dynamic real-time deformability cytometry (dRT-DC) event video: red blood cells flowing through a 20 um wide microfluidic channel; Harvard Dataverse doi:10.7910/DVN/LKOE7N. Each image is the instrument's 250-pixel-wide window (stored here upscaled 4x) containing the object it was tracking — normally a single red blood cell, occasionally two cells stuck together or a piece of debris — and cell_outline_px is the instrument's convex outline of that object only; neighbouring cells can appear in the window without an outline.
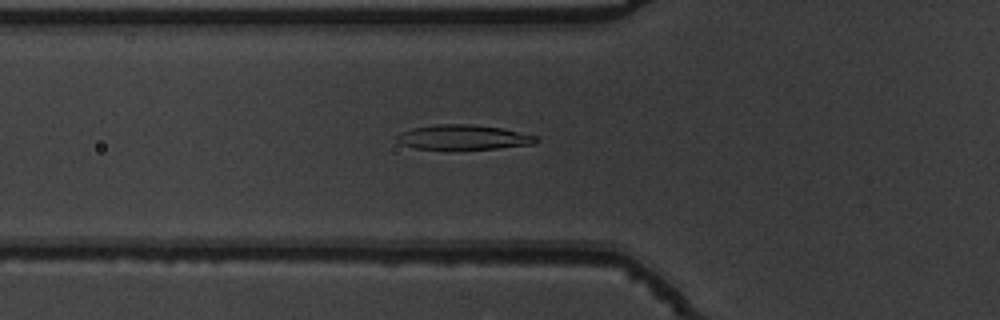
{"species": "common noctule bat (a hibernating species)", "species_latin": "Nyctalus noctula", "temperature_condition": "warm", "stored_images_in_passage": 44, "camera_frame_rate_fps": 3000, "um_per_image_px": 0.085, "animal": {"sex": "male", "body_mass_g": 19.5, "forearm_length_mm": 54.6}, "frame": {"image": 1, "passage_image": 10, "time_ms": 3.0, "image_size_px": [1000, 320], "cell_outline_px": [[540, 140], [532, 144], [496, 148], [416, 148], [400, 144], [396, 140], [396, 136], [412, 128], [436, 124], [472, 124], [500, 128], [536, 136]], "centroid_in_image_um": [39.37, 11.65], "position_along_channel_um": 86.4, "area_um2": 19.54}}
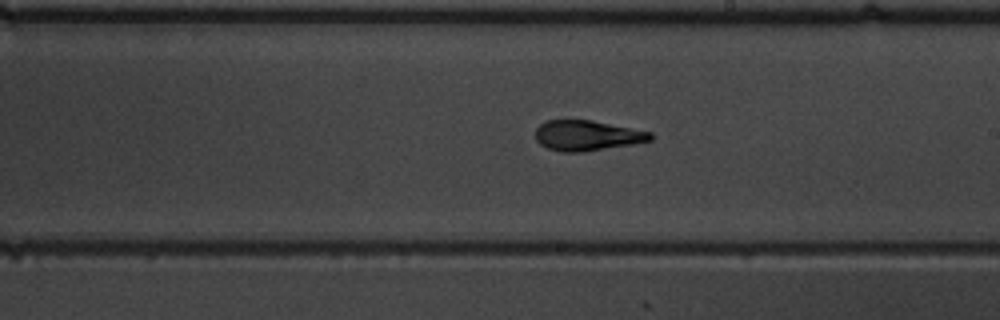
{"frame": {"image": 2, "passage_image": 22, "time_ms": 7.0, "image_size_px": [1000, 320], "cell_outline_px": [[652, 140], [636, 144], [584, 152], [560, 152], [548, 148], [540, 144], [536, 140], [536, 128], [544, 120], [592, 120], [652, 132]], "centroid_in_image_um": [49.91, 11.52], "position_along_channel_um": 239.1, "area_um2": 20.52}}
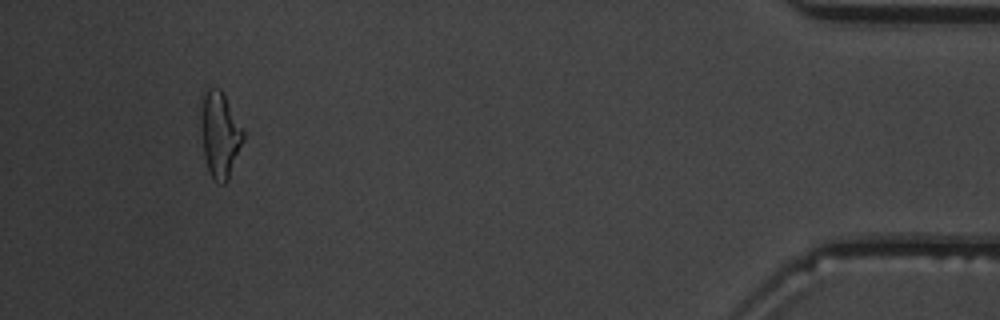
{"frame": {"image": 3, "passage_image": 41, "time_ms": 13.333, "image_size_px": [1000, 320], "cell_outline_px": [[244, 140], [228, 180], [224, 184], [220, 184], [212, 176], [208, 168], [204, 156], [200, 128], [200, 100], [204, 88], [220, 88], [224, 92], [244, 128]], "centroid_in_image_um": [18.68, 11.35], "position_along_channel_um": 416.5, "area_um2": 21.85}, "authors_computed_cell_mechanics": {"area_um2": 20.519, "velocity_mm_per_s": 3.8135, "shape_relaxation_time_tau1_ms": 4.401, "shape_relaxation_time_tau2_ms": 1.3736, "deformation_change_tau1": 0.1883, "deformation_change_tau2": 0.0809}}